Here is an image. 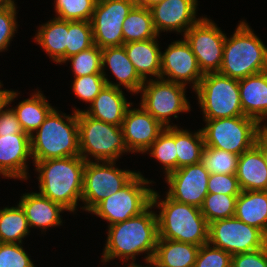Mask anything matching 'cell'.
Returning <instances> with one entry per match:
<instances>
[{"label": "cell", "instance_id": "1", "mask_svg": "<svg viewBox=\"0 0 267 267\" xmlns=\"http://www.w3.org/2000/svg\"><path fill=\"white\" fill-rule=\"evenodd\" d=\"M152 208L151 204L139 215L108 226L102 262L120 258L123 263L132 259L131 264H134L136 255L144 252L147 253L146 264L153 260L159 237L157 214L150 211Z\"/></svg>", "mask_w": 267, "mask_h": 267}, {"label": "cell", "instance_id": "2", "mask_svg": "<svg viewBox=\"0 0 267 267\" xmlns=\"http://www.w3.org/2000/svg\"><path fill=\"white\" fill-rule=\"evenodd\" d=\"M85 163L81 156L34 162L39 173V193L74 212L82 197Z\"/></svg>", "mask_w": 267, "mask_h": 267}, {"label": "cell", "instance_id": "3", "mask_svg": "<svg viewBox=\"0 0 267 267\" xmlns=\"http://www.w3.org/2000/svg\"><path fill=\"white\" fill-rule=\"evenodd\" d=\"M159 197L153 191L152 205L161 209L159 215L157 214L158 239L176 240L197 246L208 243L209 224L199 207L178 202L167 194L164 200L160 201Z\"/></svg>", "mask_w": 267, "mask_h": 267}, {"label": "cell", "instance_id": "4", "mask_svg": "<svg viewBox=\"0 0 267 267\" xmlns=\"http://www.w3.org/2000/svg\"><path fill=\"white\" fill-rule=\"evenodd\" d=\"M65 119V120H64ZM30 135L33 162L80 156L77 112L71 116L53 109Z\"/></svg>", "mask_w": 267, "mask_h": 267}, {"label": "cell", "instance_id": "5", "mask_svg": "<svg viewBox=\"0 0 267 267\" xmlns=\"http://www.w3.org/2000/svg\"><path fill=\"white\" fill-rule=\"evenodd\" d=\"M267 71V47L243 20L233 35L226 36L219 73L242 79Z\"/></svg>", "mask_w": 267, "mask_h": 267}, {"label": "cell", "instance_id": "6", "mask_svg": "<svg viewBox=\"0 0 267 267\" xmlns=\"http://www.w3.org/2000/svg\"><path fill=\"white\" fill-rule=\"evenodd\" d=\"M79 131L80 156L85 161L89 155L95 161H117L121 154L129 152L121 126L106 123L76 109ZM89 154V155H88Z\"/></svg>", "mask_w": 267, "mask_h": 267}, {"label": "cell", "instance_id": "7", "mask_svg": "<svg viewBox=\"0 0 267 267\" xmlns=\"http://www.w3.org/2000/svg\"><path fill=\"white\" fill-rule=\"evenodd\" d=\"M197 94L205 120L245 116L239 94V80L219 72L203 75Z\"/></svg>", "mask_w": 267, "mask_h": 267}, {"label": "cell", "instance_id": "8", "mask_svg": "<svg viewBox=\"0 0 267 267\" xmlns=\"http://www.w3.org/2000/svg\"><path fill=\"white\" fill-rule=\"evenodd\" d=\"M204 121L206 126L201 131L205 146L239 156L252 148L261 134V125L255 119L246 116Z\"/></svg>", "mask_w": 267, "mask_h": 267}, {"label": "cell", "instance_id": "9", "mask_svg": "<svg viewBox=\"0 0 267 267\" xmlns=\"http://www.w3.org/2000/svg\"><path fill=\"white\" fill-rule=\"evenodd\" d=\"M149 183L151 181L138 172L122 189L102 200L90 212L107 220L108 226L137 216L152 204L154 190L147 186Z\"/></svg>", "mask_w": 267, "mask_h": 267}, {"label": "cell", "instance_id": "10", "mask_svg": "<svg viewBox=\"0 0 267 267\" xmlns=\"http://www.w3.org/2000/svg\"><path fill=\"white\" fill-rule=\"evenodd\" d=\"M115 164V161H86L81 197L85 206L82 209L90 212L102 200L122 189L138 173L115 168Z\"/></svg>", "mask_w": 267, "mask_h": 267}, {"label": "cell", "instance_id": "11", "mask_svg": "<svg viewBox=\"0 0 267 267\" xmlns=\"http://www.w3.org/2000/svg\"><path fill=\"white\" fill-rule=\"evenodd\" d=\"M146 81L139 91L142 94L140 104L163 127H171L170 116L178 118V113L190 110L185 85L161 78Z\"/></svg>", "mask_w": 267, "mask_h": 267}, {"label": "cell", "instance_id": "12", "mask_svg": "<svg viewBox=\"0 0 267 267\" xmlns=\"http://www.w3.org/2000/svg\"><path fill=\"white\" fill-rule=\"evenodd\" d=\"M208 243L234 255L264 247L267 237L234 216L209 223Z\"/></svg>", "mask_w": 267, "mask_h": 267}, {"label": "cell", "instance_id": "13", "mask_svg": "<svg viewBox=\"0 0 267 267\" xmlns=\"http://www.w3.org/2000/svg\"><path fill=\"white\" fill-rule=\"evenodd\" d=\"M136 0H97L90 20L94 45L100 49L122 46L123 22Z\"/></svg>", "mask_w": 267, "mask_h": 267}, {"label": "cell", "instance_id": "14", "mask_svg": "<svg viewBox=\"0 0 267 267\" xmlns=\"http://www.w3.org/2000/svg\"><path fill=\"white\" fill-rule=\"evenodd\" d=\"M183 36L196 56L202 73L219 72L226 34L212 20L202 17Z\"/></svg>", "mask_w": 267, "mask_h": 267}, {"label": "cell", "instance_id": "15", "mask_svg": "<svg viewBox=\"0 0 267 267\" xmlns=\"http://www.w3.org/2000/svg\"><path fill=\"white\" fill-rule=\"evenodd\" d=\"M209 176L202 162L180 167L165 176L169 185L167 195L178 202L200 208L208 195Z\"/></svg>", "mask_w": 267, "mask_h": 267}, {"label": "cell", "instance_id": "16", "mask_svg": "<svg viewBox=\"0 0 267 267\" xmlns=\"http://www.w3.org/2000/svg\"><path fill=\"white\" fill-rule=\"evenodd\" d=\"M203 75L196 56L185 39L172 42L165 52L161 53V79L185 86L191 82L195 90ZM164 76H167V79Z\"/></svg>", "mask_w": 267, "mask_h": 267}, {"label": "cell", "instance_id": "17", "mask_svg": "<svg viewBox=\"0 0 267 267\" xmlns=\"http://www.w3.org/2000/svg\"><path fill=\"white\" fill-rule=\"evenodd\" d=\"M130 107L131 105L125 113L121 126L124 140L129 152H141L143 154L147 152L165 127L141 105L140 109H130Z\"/></svg>", "mask_w": 267, "mask_h": 267}, {"label": "cell", "instance_id": "18", "mask_svg": "<svg viewBox=\"0 0 267 267\" xmlns=\"http://www.w3.org/2000/svg\"><path fill=\"white\" fill-rule=\"evenodd\" d=\"M197 0H164L150 8L153 26L162 31H188L201 18H196Z\"/></svg>", "mask_w": 267, "mask_h": 267}, {"label": "cell", "instance_id": "19", "mask_svg": "<svg viewBox=\"0 0 267 267\" xmlns=\"http://www.w3.org/2000/svg\"><path fill=\"white\" fill-rule=\"evenodd\" d=\"M31 155L30 135L18 133L0 136V174L6 178L26 179Z\"/></svg>", "mask_w": 267, "mask_h": 267}, {"label": "cell", "instance_id": "20", "mask_svg": "<svg viewBox=\"0 0 267 267\" xmlns=\"http://www.w3.org/2000/svg\"><path fill=\"white\" fill-rule=\"evenodd\" d=\"M101 63L102 74L108 86L120 88L123 85L130 92L139 93L145 81L138 75L123 45L103 48ZM105 65L109 66L111 72L119 81L118 84L112 83L106 77V72H104Z\"/></svg>", "mask_w": 267, "mask_h": 267}, {"label": "cell", "instance_id": "21", "mask_svg": "<svg viewBox=\"0 0 267 267\" xmlns=\"http://www.w3.org/2000/svg\"><path fill=\"white\" fill-rule=\"evenodd\" d=\"M243 113L259 124L267 117V71L239 79Z\"/></svg>", "mask_w": 267, "mask_h": 267}, {"label": "cell", "instance_id": "22", "mask_svg": "<svg viewBox=\"0 0 267 267\" xmlns=\"http://www.w3.org/2000/svg\"><path fill=\"white\" fill-rule=\"evenodd\" d=\"M19 204L26 214L29 228L38 227L43 230L61 225L60 213L67 210L61 204L51 201L39 192L23 194Z\"/></svg>", "mask_w": 267, "mask_h": 267}, {"label": "cell", "instance_id": "23", "mask_svg": "<svg viewBox=\"0 0 267 267\" xmlns=\"http://www.w3.org/2000/svg\"><path fill=\"white\" fill-rule=\"evenodd\" d=\"M130 105L132 103L127 102L120 88L106 85L92 101L91 108L84 112L95 119L122 126L125 113Z\"/></svg>", "mask_w": 267, "mask_h": 267}, {"label": "cell", "instance_id": "24", "mask_svg": "<svg viewBox=\"0 0 267 267\" xmlns=\"http://www.w3.org/2000/svg\"><path fill=\"white\" fill-rule=\"evenodd\" d=\"M236 177L241 191H267V164L256 145L239 156Z\"/></svg>", "mask_w": 267, "mask_h": 267}, {"label": "cell", "instance_id": "25", "mask_svg": "<svg viewBox=\"0 0 267 267\" xmlns=\"http://www.w3.org/2000/svg\"><path fill=\"white\" fill-rule=\"evenodd\" d=\"M157 42L156 37L123 44L128 58L144 81L147 80V75H152L156 79L160 78L162 52Z\"/></svg>", "mask_w": 267, "mask_h": 267}, {"label": "cell", "instance_id": "26", "mask_svg": "<svg viewBox=\"0 0 267 267\" xmlns=\"http://www.w3.org/2000/svg\"><path fill=\"white\" fill-rule=\"evenodd\" d=\"M234 216L267 237V191H241Z\"/></svg>", "mask_w": 267, "mask_h": 267}, {"label": "cell", "instance_id": "27", "mask_svg": "<svg viewBox=\"0 0 267 267\" xmlns=\"http://www.w3.org/2000/svg\"><path fill=\"white\" fill-rule=\"evenodd\" d=\"M200 246L158 239L152 262L157 267H194Z\"/></svg>", "mask_w": 267, "mask_h": 267}, {"label": "cell", "instance_id": "28", "mask_svg": "<svg viewBox=\"0 0 267 267\" xmlns=\"http://www.w3.org/2000/svg\"><path fill=\"white\" fill-rule=\"evenodd\" d=\"M68 39V20H53L41 25L35 36V42L47 52L56 63L66 62V46Z\"/></svg>", "mask_w": 267, "mask_h": 267}, {"label": "cell", "instance_id": "29", "mask_svg": "<svg viewBox=\"0 0 267 267\" xmlns=\"http://www.w3.org/2000/svg\"><path fill=\"white\" fill-rule=\"evenodd\" d=\"M40 92H35L31 98L21 101L13 108L23 131L28 135L34 134L54 109Z\"/></svg>", "mask_w": 267, "mask_h": 267}, {"label": "cell", "instance_id": "30", "mask_svg": "<svg viewBox=\"0 0 267 267\" xmlns=\"http://www.w3.org/2000/svg\"><path fill=\"white\" fill-rule=\"evenodd\" d=\"M122 31L124 44L145 41L159 36L153 26L150 9L137 4L124 20Z\"/></svg>", "mask_w": 267, "mask_h": 267}, {"label": "cell", "instance_id": "31", "mask_svg": "<svg viewBox=\"0 0 267 267\" xmlns=\"http://www.w3.org/2000/svg\"><path fill=\"white\" fill-rule=\"evenodd\" d=\"M174 126L177 169L186 165L200 163L205 147L201 129L192 134L188 130L179 129L178 126Z\"/></svg>", "mask_w": 267, "mask_h": 267}, {"label": "cell", "instance_id": "32", "mask_svg": "<svg viewBox=\"0 0 267 267\" xmlns=\"http://www.w3.org/2000/svg\"><path fill=\"white\" fill-rule=\"evenodd\" d=\"M26 214L18 204L16 207L0 209V243H21L30 232Z\"/></svg>", "mask_w": 267, "mask_h": 267}, {"label": "cell", "instance_id": "33", "mask_svg": "<svg viewBox=\"0 0 267 267\" xmlns=\"http://www.w3.org/2000/svg\"><path fill=\"white\" fill-rule=\"evenodd\" d=\"M175 126L165 128L147 150L152 157L163 164L165 174L177 170Z\"/></svg>", "mask_w": 267, "mask_h": 267}, {"label": "cell", "instance_id": "34", "mask_svg": "<svg viewBox=\"0 0 267 267\" xmlns=\"http://www.w3.org/2000/svg\"><path fill=\"white\" fill-rule=\"evenodd\" d=\"M238 160L237 154L205 146L201 162L210 174L236 175Z\"/></svg>", "mask_w": 267, "mask_h": 267}, {"label": "cell", "instance_id": "35", "mask_svg": "<svg viewBox=\"0 0 267 267\" xmlns=\"http://www.w3.org/2000/svg\"><path fill=\"white\" fill-rule=\"evenodd\" d=\"M237 197L223 194H208L200 207V211L208 224L219 219L234 217Z\"/></svg>", "mask_w": 267, "mask_h": 267}, {"label": "cell", "instance_id": "36", "mask_svg": "<svg viewBox=\"0 0 267 267\" xmlns=\"http://www.w3.org/2000/svg\"><path fill=\"white\" fill-rule=\"evenodd\" d=\"M94 46L90 21H68L66 59Z\"/></svg>", "mask_w": 267, "mask_h": 267}, {"label": "cell", "instance_id": "37", "mask_svg": "<svg viewBox=\"0 0 267 267\" xmlns=\"http://www.w3.org/2000/svg\"><path fill=\"white\" fill-rule=\"evenodd\" d=\"M97 0H55L57 18L68 21H90Z\"/></svg>", "mask_w": 267, "mask_h": 267}, {"label": "cell", "instance_id": "38", "mask_svg": "<svg viewBox=\"0 0 267 267\" xmlns=\"http://www.w3.org/2000/svg\"><path fill=\"white\" fill-rule=\"evenodd\" d=\"M71 60L75 77L91 74H102V49L97 45L72 55L66 59Z\"/></svg>", "mask_w": 267, "mask_h": 267}, {"label": "cell", "instance_id": "39", "mask_svg": "<svg viewBox=\"0 0 267 267\" xmlns=\"http://www.w3.org/2000/svg\"><path fill=\"white\" fill-rule=\"evenodd\" d=\"M106 85L103 74H91L74 77L72 89L80 100L92 103Z\"/></svg>", "mask_w": 267, "mask_h": 267}, {"label": "cell", "instance_id": "40", "mask_svg": "<svg viewBox=\"0 0 267 267\" xmlns=\"http://www.w3.org/2000/svg\"><path fill=\"white\" fill-rule=\"evenodd\" d=\"M232 255L209 243L200 246L194 267H231Z\"/></svg>", "mask_w": 267, "mask_h": 267}, {"label": "cell", "instance_id": "41", "mask_svg": "<svg viewBox=\"0 0 267 267\" xmlns=\"http://www.w3.org/2000/svg\"><path fill=\"white\" fill-rule=\"evenodd\" d=\"M0 267H35L21 243H0Z\"/></svg>", "mask_w": 267, "mask_h": 267}, {"label": "cell", "instance_id": "42", "mask_svg": "<svg viewBox=\"0 0 267 267\" xmlns=\"http://www.w3.org/2000/svg\"><path fill=\"white\" fill-rule=\"evenodd\" d=\"M241 192L236 175L210 174L208 179V194H223L239 196Z\"/></svg>", "mask_w": 267, "mask_h": 267}, {"label": "cell", "instance_id": "43", "mask_svg": "<svg viewBox=\"0 0 267 267\" xmlns=\"http://www.w3.org/2000/svg\"><path fill=\"white\" fill-rule=\"evenodd\" d=\"M16 4L13 2L9 7L0 9V52L7 50L8 44L15 34Z\"/></svg>", "mask_w": 267, "mask_h": 267}, {"label": "cell", "instance_id": "44", "mask_svg": "<svg viewBox=\"0 0 267 267\" xmlns=\"http://www.w3.org/2000/svg\"><path fill=\"white\" fill-rule=\"evenodd\" d=\"M231 267H267V244L260 249L232 255Z\"/></svg>", "mask_w": 267, "mask_h": 267}, {"label": "cell", "instance_id": "45", "mask_svg": "<svg viewBox=\"0 0 267 267\" xmlns=\"http://www.w3.org/2000/svg\"><path fill=\"white\" fill-rule=\"evenodd\" d=\"M25 133L13 108L0 111V136Z\"/></svg>", "mask_w": 267, "mask_h": 267}, {"label": "cell", "instance_id": "46", "mask_svg": "<svg viewBox=\"0 0 267 267\" xmlns=\"http://www.w3.org/2000/svg\"><path fill=\"white\" fill-rule=\"evenodd\" d=\"M2 84L0 82V88H1ZM19 93L14 92L13 90H5V89H0V111L5 108L7 105H9V103L11 104V102L17 98Z\"/></svg>", "mask_w": 267, "mask_h": 267}, {"label": "cell", "instance_id": "47", "mask_svg": "<svg viewBox=\"0 0 267 267\" xmlns=\"http://www.w3.org/2000/svg\"><path fill=\"white\" fill-rule=\"evenodd\" d=\"M255 145L261 150L267 164V140L260 134Z\"/></svg>", "mask_w": 267, "mask_h": 267}, {"label": "cell", "instance_id": "48", "mask_svg": "<svg viewBox=\"0 0 267 267\" xmlns=\"http://www.w3.org/2000/svg\"><path fill=\"white\" fill-rule=\"evenodd\" d=\"M164 0H136V4L150 9L154 5L163 2Z\"/></svg>", "mask_w": 267, "mask_h": 267}, {"label": "cell", "instance_id": "49", "mask_svg": "<svg viewBox=\"0 0 267 267\" xmlns=\"http://www.w3.org/2000/svg\"><path fill=\"white\" fill-rule=\"evenodd\" d=\"M13 2L14 0H0V9L9 7Z\"/></svg>", "mask_w": 267, "mask_h": 267}, {"label": "cell", "instance_id": "50", "mask_svg": "<svg viewBox=\"0 0 267 267\" xmlns=\"http://www.w3.org/2000/svg\"><path fill=\"white\" fill-rule=\"evenodd\" d=\"M260 132L261 135L267 140V125H261Z\"/></svg>", "mask_w": 267, "mask_h": 267}, {"label": "cell", "instance_id": "51", "mask_svg": "<svg viewBox=\"0 0 267 267\" xmlns=\"http://www.w3.org/2000/svg\"><path fill=\"white\" fill-rule=\"evenodd\" d=\"M147 264H148L149 266H148V265H147V266H142V265L140 266V265H138V264H136V263H134V264H131V263H130V264H128L127 267H153V266H152V261H151V262H148Z\"/></svg>", "mask_w": 267, "mask_h": 267}]
</instances>
